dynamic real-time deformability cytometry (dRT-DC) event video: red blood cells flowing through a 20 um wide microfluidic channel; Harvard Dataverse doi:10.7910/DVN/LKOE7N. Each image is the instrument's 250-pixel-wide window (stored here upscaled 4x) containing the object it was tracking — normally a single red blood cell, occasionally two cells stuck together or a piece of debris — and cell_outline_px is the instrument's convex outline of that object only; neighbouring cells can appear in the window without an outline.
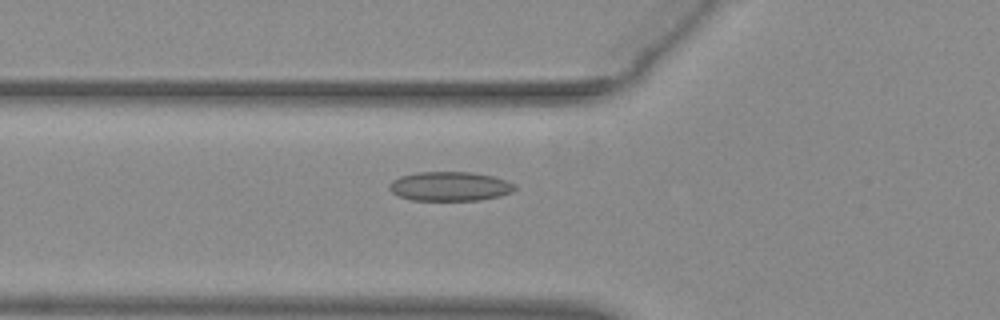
{"species": "common noctule bat (a hibernating species)", "species_latin": "Nyctalus noctula", "temperature_condition": "warm", "stored_images_in_passage": 42, "camera_frame_rate_fps": 3000, "um_per_image_px": 0.085, "animal": {"sex": "female", "body_mass_g": 29.2, "forearm_length_mm": 56.3}, "frame": {"image": 1, "passage_image": 12, "time_ms": 3.667, "image_size_px": [1000, 320], "cell_outline_px": [[516, 188], [512, 192], [500, 196], [480, 200], [412, 200], [400, 196], [392, 192], [388, 188], [388, 184], [392, 180], [400, 176], [416, 172], [472, 172], [492, 176], [516, 184]], "centroid_in_image_um": [38.23, 15.83], "position_along_channel_um": 87.6, "area_um2": 21.44}}
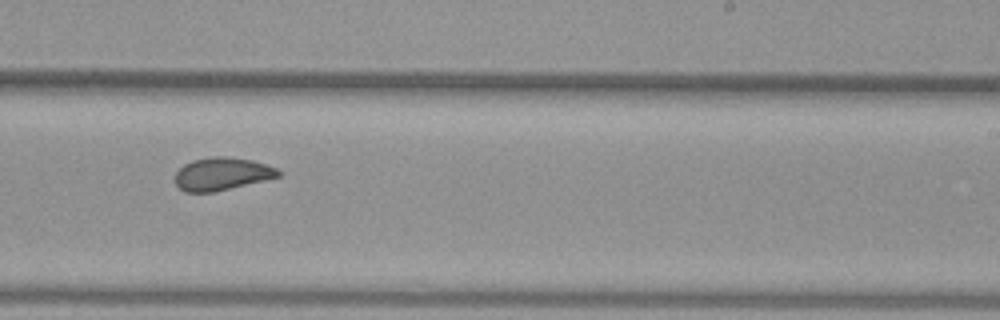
{"frame": {"image": 2, "passage_image": 26, "time_ms": 8.333, "image_size_px": [1000, 320], "cell_outline_px": [[284, 172], [280, 176], [216, 192], [184, 192], [176, 184], [176, 172], [184, 164], [192, 160], [212, 156], [224, 156], [252, 160], [276, 168]], "centroid_in_image_um": [18.87, 14.78], "position_along_channel_um": 270.1, "area_um2": 19.71}}
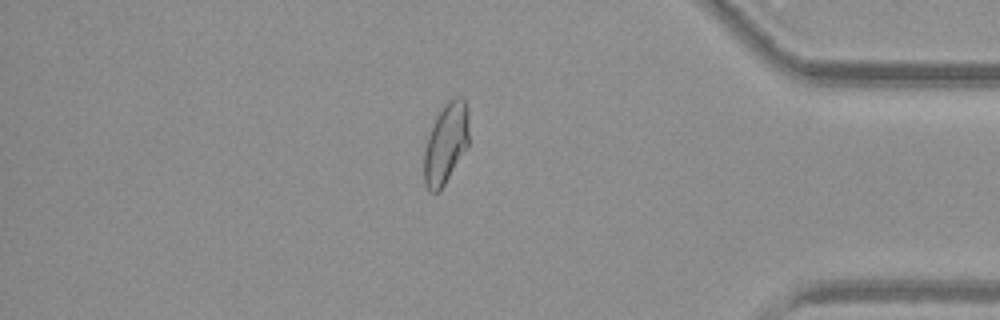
{"frame": {"image": 3, "passage_image": 38, "time_ms": 12.333, "image_size_px": [1000, 320], "cell_outline_px": [[468, 148], [440, 192], [428, 192], [424, 184], [424, 152], [428, 136], [432, 124], [436, 116], [444, 104], [448, 100], [456, 96], [460, 96], [464, 100], [468, 108]], "centroid_in_image_um": [37.9, 12.21], "position_along_channel_um": 397.3, "area_um2": 21.5}}